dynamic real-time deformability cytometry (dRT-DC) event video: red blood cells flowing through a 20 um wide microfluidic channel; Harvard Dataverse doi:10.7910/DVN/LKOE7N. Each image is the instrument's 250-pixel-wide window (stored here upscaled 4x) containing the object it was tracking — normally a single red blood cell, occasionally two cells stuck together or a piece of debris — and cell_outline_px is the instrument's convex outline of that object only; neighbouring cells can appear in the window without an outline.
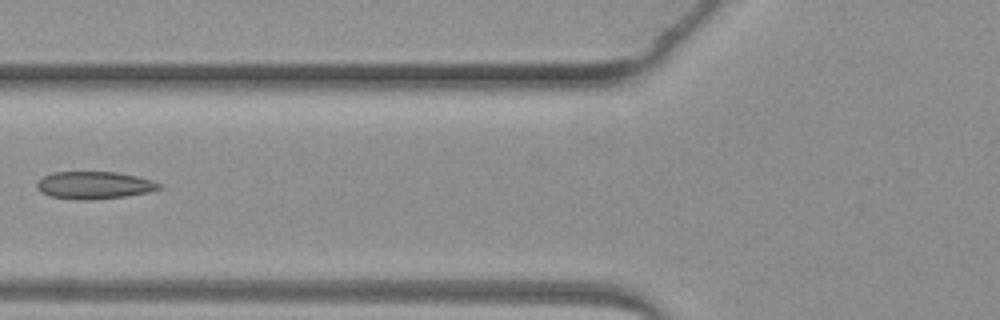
{"species": "common noctule bat (a hibernating species)", "species_latin": "Nyctalus noctula", "temperature_condition": "warm", "stored_images_in_passage": 3, "camera_frame_rate_fps": 3000, "um_per_image_px": 0.085, "animal": {"sex": "female", "body_mass_g": 19.3, "forearm_length_mm": 54.1}, "frame": {"image": 1, "passage_image": 2, "time_ms": 1.333, "image_size_px": [1000, 320], "cell_outline_px": [[164, 184], [160, 188], [148, 192], [124, 196], [92, 200], [80, 200], [52, 196], [40, 192], [36, 188], [36, 184], [44, 176], [52, 172], [116, 172], [136, 176], [152, 180]], "centroid_in_image_um": [8.01, 15.74], "position_along_channel_um": 117.8, "area_um2": 19.48}}
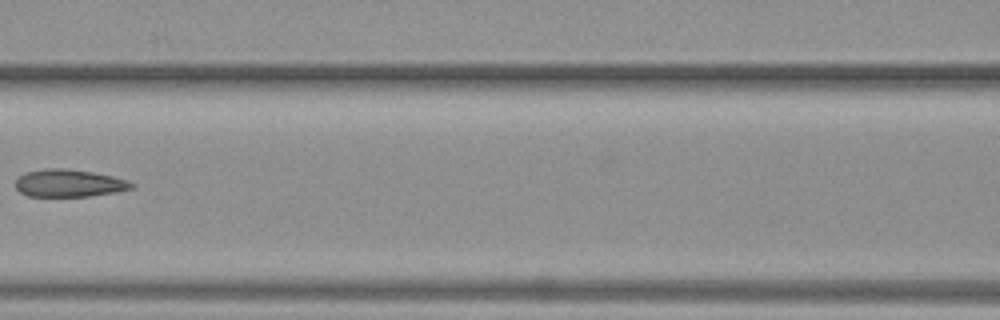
{"frame": {"image": 2, "passage_image": 3, "time_ms": 2.333, "image_size_px": [1000, 320], "cell_outline_px": [[136, 184], [132, 188], [116, 192], [88, 196], [28, 196], [20, 192], [16, 188], [16, 176], [24, 172], [44, 168], [64, 168], [92, 172], [112, 176], [128, 180]], "centroid_in_image_um": [5.84, 15.56], "position_along_channel_um": 160.8, "area_um2": 18.73}}